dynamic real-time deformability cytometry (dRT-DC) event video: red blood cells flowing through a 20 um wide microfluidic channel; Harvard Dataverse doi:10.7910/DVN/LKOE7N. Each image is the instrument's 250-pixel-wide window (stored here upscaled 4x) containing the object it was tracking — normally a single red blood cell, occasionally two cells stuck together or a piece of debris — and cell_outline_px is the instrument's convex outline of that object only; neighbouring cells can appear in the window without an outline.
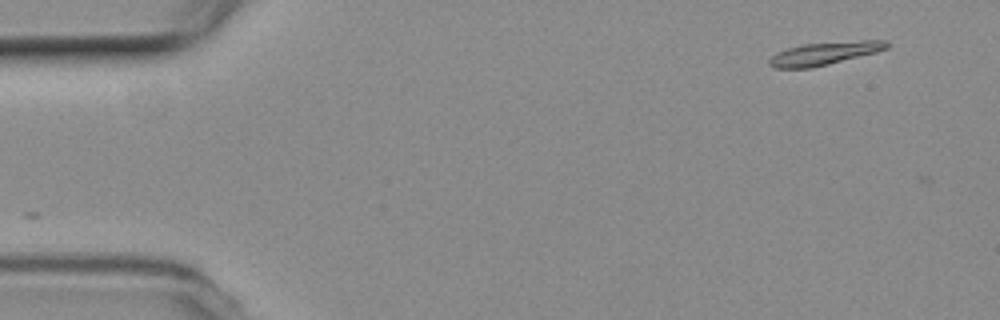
{"species": "common noctule bat (a hibernating species)", "species_latin": "Nyctalus noctula", "temperature_condition": "room temperature", "stored_images_in_passage": 2, "camera_frame_rate_fps": 3000, "um_per_image_px": 0.085, "animal": {"sex": "female", "body_mass_g": 19.3, "forearm_length_mm": 54.1}, "frame": {"image": 1, "passage_image": 1, "time_ms": 0.0, "image_size_px": [1000, 320], "cell_outline_px": [[888, 48], [876, 52], [812, 68], [776, 68], [768, 64], [768, 60], [776, 52], [788, 48], [804, 44], [860, 40], [888, 40]], "centroid_in_image_um": [70.07, 4.53], "position_along_channel_um": 14.9, "area_um2": 15.61}}